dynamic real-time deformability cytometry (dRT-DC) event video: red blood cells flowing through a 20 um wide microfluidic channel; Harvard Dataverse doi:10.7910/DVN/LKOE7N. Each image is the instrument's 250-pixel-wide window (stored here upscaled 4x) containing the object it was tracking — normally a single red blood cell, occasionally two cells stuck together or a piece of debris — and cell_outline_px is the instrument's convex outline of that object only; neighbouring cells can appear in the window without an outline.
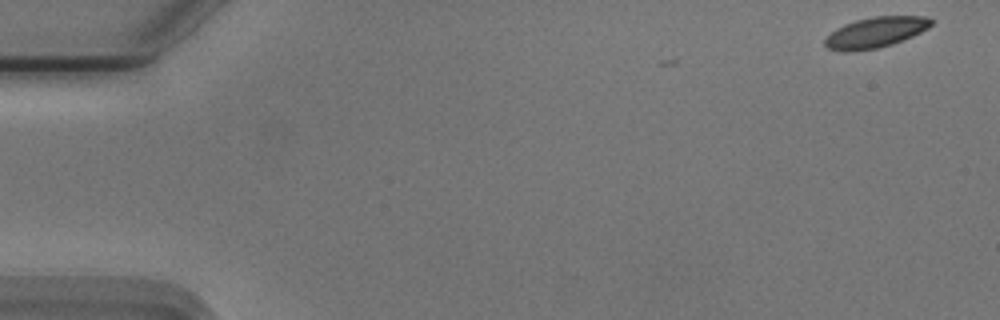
{"species": "Egyptian fruit bat (a non-hibernating species)", "species_latin": "Rousettus aegyptiacus", "temperature_condition": "cold", "stored_images_in_passage": 4, "camera_frame_rate_fps": 3000, "um_per_image_px": 0.085, "animal": {"sex": "male"}, "frame": {"image": 1, "passage_image": 1, "time_ms": 0.0, "image_size_px": [1000, 320], "cell_outline_px": [[936, 20], [928, 28], [912, 36], [892, 44], [876, 48], [852, 52], [840, 52], [828, 48], [824, 44], [824, 40], [836, 28], [844, 24], [856, 20], [872, 16], [928, 16]], "centroid_in_image_um": [74.43, 2.75], "position_along_channel_um": 10.6, "area_um2": 19.07}}